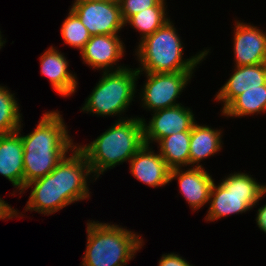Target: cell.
Here are the masks:
<instances>
[{"label":"cell","mask_w":266,"mask_h":266,"mask_svg":"<svg viewBox=\"0 0 266 266\" xmlns=\"http://www.w3.org/2000/svg\"><path fill=\"white\" fill-rule=\"evenodd\" d=\"M46 176L25 185L32 187L25 210L50 215L90 197L87 180L92 174L86 156L77 148ZM90 175V176H89Z\"/></svg>","instance_id":"6da1fadb"},{"label":"cell","mask_w":266,"mask_h":266,"mask_svg":"<svg viewBox=\"0 0 266 266\" xmlns=\"http://www.w3.org/2000/svg\"><path fill=\"white\" fill-rule=\"evenodd\" d=\"M63 121L59 111H48L30 134L21 135L22 125L16 131L23 144L24 187L48 175L76 147Z\"/></svg>","instance_id":"7a4b0ae2"},{"label":"cell","mask_w":266,"mask_h":266,"mask_svg":"<svg viewBox=\"0 0 266 266\" xmlns=\"http://www.w3.org/2000/svg\"><path fill=\"white\" fill-rule=\"evenodd\" d=\"M123 118L88 145H76L86 156L95 181L108 169L129 162L144 145L143 118Z\"/></svg>","instance_id":"3957f363"},{"label":"cell","mask_w":266,"mask_h":266,"mask_svg":"<svg viewBox=\"0 0 266 266\" xmlns=\"http://www.w3.org/2000/svg\"><path fill=\"white\" fill-rule=\"evenodd\" d=\"M172 21L168 20L152 35L140 40L136 52L141 64L137 69L148 73H176L193 71L208 55L209 49L200 51L188 59L183 58V42Z\"/></svg>","instance_id":"277c9868"},{"label":"cell","mask_w":266,"mask_h":266,"mask_svg":"<svg viewBox=\"0 0 266 266\" xmlns=\"http://www.w3.org/2000/svg\"><path fill=\"white\" fill-rule=\"evenodd\" d=\"M86 225L87 244L81 266H124L144 244L139 235L115 224L89 221Z\"/></svg>","instance_id":"5b68a950"},{"label":"cell","mask_w":266,"mask_h":266,"mask_svg":"<svg viewBox=\"0 0 266 266\" xmlns=\"http://www.w3.org/2000/svg\"><path fill=\"white\" fill-rule=\"evenodd\" d=\"M266 194V185L259 184L247 173H233L216 185L213 183L205 220L214 221L252 209ZM211 201V202H210Z\"/></svg>","instance_id":"8992f818"},{"label":"cell","mask_w":266,"mask_h":266,"mask_svg":"<svg viewBox=\"0 0 266 266\" xmlns=\"http://www.w3.org/2000/svg\"><path fill=\"white\" fill-rule=\"evenodd\" d=\"M137 69L123 68L103 71L102 78L86 99L81 111L102 117L121 115L133 101L136 93Z\"/></svg>","instance_id":"52a82bcc"},{"label":"cell","mask_w":266,"mask_h":266,"mask_svg":"<svg viewBox=\"0 0 266 266\" xmlns=\"http://www.w3.org/2000/svg\"><path fill=\"white\" fill-rule=\"evenodd\" d=\"M194 71L176 73L144 72L147 80L141 89L142 107L149 111H158L180 105L176 99L186 88Z\"/></svg>","instance_id":"ba28073f"},{"label":"cell","mask_w":266,"mask_h":266,"mask_svg":"<svg viewBox=\"0 0 266 266\" xmlns=\"http://www.w3.org/2000/svg\"><path fill=\"white\" fill-rule=\"evenodd\" d=\"M70 9L85 25L91 36L118 34L125 26L118 0L78 2Z\"/></svg>","instance_id":"9c48e42d"},{"label":"cell","mask_w":266,"mask_h":266,"mask_svg":"<svg viewBox=\"0 0 266 266\" xmlns=\"http://www.w3.org/2000/svg\"><path fill=\"white\" fill-rule=\"evenodd\" d=\"M149 123L142 119L144 144L158 142L160 139L173 133L191 131L195 118L190 108L180 104L175 107L152 112Z\"/></svg>","instance_id":"30bf717a"},{"label":"cell","mask_w":266,"mask_h":266,"mask_svg":"<svg viewBox=\"0 0 266 266\" xmlns=\"http://www.w3.org/2000/svg\"><path fill=\"white\" fill-rule=\"evenodd\" d=\"M234 31V66L266 63V32L257 26L236 21Z\"/></svg>","instance_id":"8fae6325"},{"label":"cell","mask_w":266,"mask_h":266,"mask_svg":"<svg viewBox=\"0 0 266 266\" xmlns=\"http://www.w3.org/2000/svg\"><path fill=\"white\" fill-rule=\"evenodd\" d=\"M117 34L114 35H94L86 43L84 49L80 52L84 63L93 69L103 71H117L125 66H116L125 52L124 43Z\"/></svg>","instance_id":"7c38bea8"},{"label":"cell","mask_w":266,"mask_h":266,"mask_svg":"<svg viewBox=\"0 0 266 266\" xmlns=\"http://www.w3.org/2000/svg\"><path fill=\"white\" fill-rule=\"evenodd\" d=\"M178 179L180 192L186 202L194 210L202 208L209 202L210 192L214 179L204 167L173 168L170 171V182Z\"/></svg>","instance_id":"4fadbf2b"},{"label":"cell","mask_w":266,"mask_h":266,"mask_svg":"<svg viewBox=\"0 0 266 266\" xmlns=\"http://www.w3.org/2000/svg\"><path fill=\"white\" fill-rule=\"evenodd\" d=\"M129 162L133 177L150 187H161L170 182L171 168L160 153H155L147 144H144Z\"/></svg>","instance_id":"5bb4252c"},{"label":"cell","mask_w":266,"mask_h":266,"mask_svg":"<svg viewBox=\"0 0 266 266\" xmlns=\"http://www.w3.org/2000/svg\"><path fill=\"white\" fill-rule=\"evenodd\" d=\"M266 84V63L235 66L234 73L219 89L215 100L222 101L223 111L238 95L248 89L260 88Z\"/></svg>","instance_id":"9a60e30c"},{"label":"cell","mask_w":266,"mask_h":266,"mask_svg":"<svg viewBox=\"0 0 266 266\" xmlns=\"http://www.w3.org/2000/svg\"><path fill=\"white\" fill-rule=\"evenodd\" d=\"M41 74L50 80V84L59 95L71 96L77 88L76 75L68 70V61L65 56L53 48L49 47L40 57Z\"/></svg>","instance_id":"2e32d148"},{"label":"cell","mask_w":266,"mask_h":266,"mask_svg":"<svg viewBox=\"0 0 266 266\" xmlns=\"http://www.w3.org/2000/svg\"><path fill=\"white\" fill-rule=\"evenodd\" d=\"M0 174L24 192L23 144L17 132L0 135Z\"/></svg>","instance_id":"e0dca14e"},{"label":"cell","mask_w":266,"mask_h":266,"mask_svg":"<svg viewBox=\"0 0 266 266\" xmlns=\"http://www.w3.org/2000/svg\"><path fill=\"white\" fill-rule=\"evenodd\" d=\"M222 130L213 129L196 122L190 131L189 166L203 167L199 164L211 155H215L222 148ZM196 164V166L194 165Z\"/></svg>","instance_id":"ac0fdd59"},{"label":"cell","mask_w":266,"mask_h":266,"mask_svg":"<svg viewBox=\"0 0 266 266\" xmlns=\"http://www.w3.org/2000/svg\"><path fill=\"white\" fill-rule=\"evenodd\" d=\"M157 143L161 157L171 169L189 166L190 131L173 133Z\"/></svg>","instance_id":"d6986e66"},{"label":"cell","mask_w":266,"mask_h":266,"mask_svg":"<svg viewBox=\"0 0 266 266\" xmlns=\"http://www.w3.org/2000/svg\"><path fill=\"white\" fill-rule=\"evenodd\" d=\"M266 112V84L238 95L223 111L226 117H243Z\"/></svg>","instance_id":"ffe728a7"},{"label":"cell","mask_w":266,"mask_h":266,"mask_svg":"<svg viewBox=\"0 0 266 266\" xmlns=\"http://www.w3.org/2000/svg\"><path fill=\"white\" fill-rule=\"evenodd\" d=\"M14 94L0 85V135L16 132L21 126L20 113Z\"/></svg>","instance_id":"44dd1931"},{"label":"cell","mask_w":266,"mask_h":266,"mask_svg":"<svg viewBox=\"0 0 266 266\" xmlns=\"http://www.w3.org/2000/svg\"><path fill=\"white\" fill-rule=\"evenodd\" d=\"M166 7H150L135 15H132L126 22L141 34V40L152 35L157 29L163 26L170 18L166 16Z\"/></svg>","instance_id":"7402d4cb"},{"label":"cell","mask_w":266,"mask_h":266,"mask_svg":"<svg viewBox=\"0 0 266 266\" xmlns=\"http://www.w3.org/2000/svg\"><path fill=\"white\" fill-rule=\"evenodd\" d=\"M69 10V14L61 27V36L66 44L79 49L81 52L91 35L78 16L71 9Z\"/></svg>","instance_id":"603a6c76"},{"label":"cell","mask_w":266,"mask_h":266,"mask_svg":"<svg viewBox=\"0 0 266 266\" xmlns=\"http://www.w3.org/2000/svg\"><path fill=\"white\" fill-rule=\"evenodd\" d=\"M124 23L132 16L150 7H165V0H118Z\"/></svg>","instance_id":"cb8c5ba5"},{"label":"cell","mask_w":266,"mask_h":266,"mask_svg":"<svg viewBox=\"0 0 266 266\" xmlns=\"http://www.w3.org/2000/svg\"><path fill=\"white\" fill-rule=\"evenodd\" d=\"M158 266H192L187 260L178 254H163L158 262Z\"/></svg>","instance_id":"d4e9b609"},{"label":"cell","mask_w":266,"mask_h":266,"mask_svg":"<svg viewBox=\"0 0 266 266\" xmlns=\"http://www.w3.org/2000/svg\"><path fill=\"white\" fill-rule=\"evenodd\" d=\"M18 215L19 213H17L15 209H13L8 203H6L2 198H0V219H12L18 217Z\"/></svg>","instance_id":"484cf974"},{"label":"cell","mask_w":266,"mask_h":266,"mask_svg":"<svg viewBox=\"0 0 266 266\" xmlns=\"http://www.w3.org/2000/svg\"><path fill=\"white\" fill-rule=\"evenodd\" d=\"M256 223L260 230L266 233V204L258 209Z\"/></svg>","instance_id":"4316f807"},{"label":"cell","mask_w":266,"mask_h":266,"mask_svg":"<svg viewBox=\"0 0 266 266\" xmlns=\"http://www.w3.org/2000/svg\"><path fill=\"white\" fill-rule=\"evenodd\" d=\"M86 1L101 2V1H113V0H75L73 4L78 2H86Z\"/></svg>","instance_id":"83f0119b"},{"label":"cell","mask_w":266,"mask_h":266,"mask_svg":"<svg viewBox=\"0 0 266 266\" xmlns=\"http://www.w3.org/2000/svg\"><path fill=\"white\" fill-rule=\"evenodd\" d=\"M6 41L2 40V35H1V31H0V49L2 48L3 44H5Z\"/></svg>","instance_id":"f1b7e54d"}]
</instances>
